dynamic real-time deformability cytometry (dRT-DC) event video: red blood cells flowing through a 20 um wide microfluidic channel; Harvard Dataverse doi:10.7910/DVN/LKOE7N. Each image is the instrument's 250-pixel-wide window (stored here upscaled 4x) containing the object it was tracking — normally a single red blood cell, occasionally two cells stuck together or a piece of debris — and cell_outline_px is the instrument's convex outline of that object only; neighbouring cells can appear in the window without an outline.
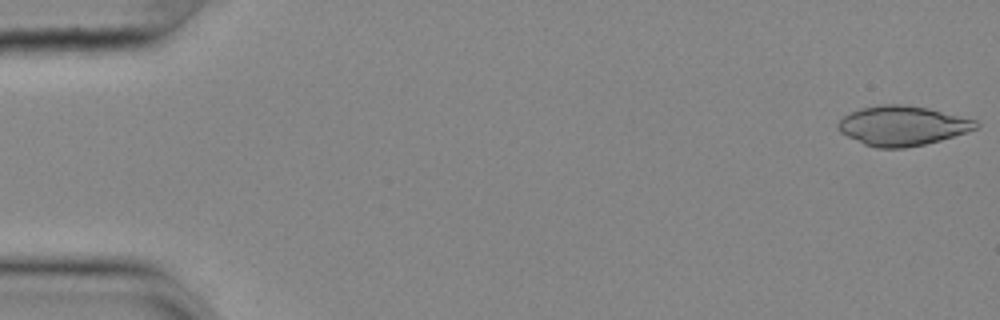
{"species": "common noctule bat (a hibernating species)", "species_latin": "Nyctalus noctula", "temperature_condition": "cold", "stored_images_in_passage": 55, "camera_frame_rate_fps": 3000, "um_per_image_px": 0.085, "animal": {"sex": "female", "body_mass_g": 25.1}, "frame": {"image": 1, "passage_image": 1, "time_ms": 0.0, "image_size_px": [1000, 320], "cell_outline_px": [[980, 124], [976, 128], [940, 140], [924, 144], [904, 148], [876, 148], [864, 144], [840, 132], [836, 128], [836, 124], [844, 116], [860, 108], [884, 104], [900, 104], [928, 108], [976, 120]], "centroid_in_image_um": [76.66, 10.68], "position_along_channel_um": 8.3, "area_um2": 31.5}}
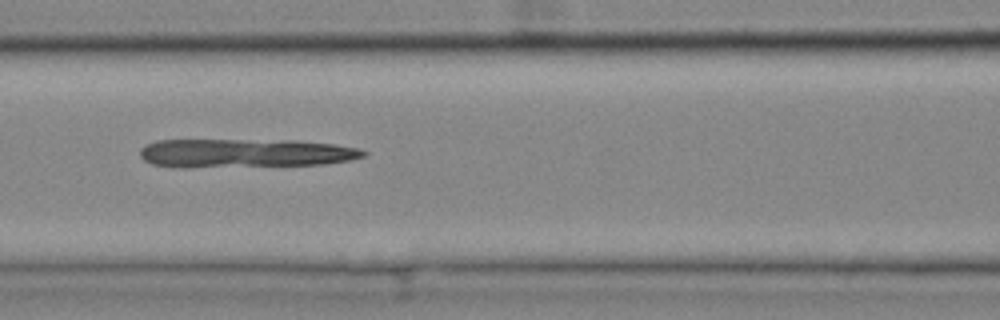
{"frame": {"image": 2, "passage_image": 24, "time_ms": 7.667, "image_size_px": [1000, 320], "cell_outline_px": [[368, 152], [364, 156], [352, 160], [324, 164], [188, 168], [180, 168], [152, 164], [144, 160], [140, 156], [140, 148], [156, 140], [296, 140], [336, 144], [360, 148]], "centroid_in_image_um": [20.84, 13.02], "position_along_channel_um": 145.8, "area_um2": 37.97}}
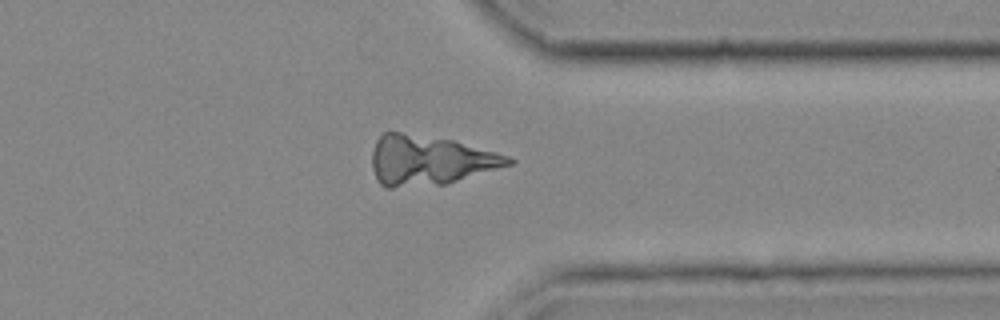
{"frame": {"image": 3, "passage_image": 43, "time_ms": 14.0, "image_size_px": [1000, 320], "cell_outline_px": [[516, 160], [512, 164], [444, 184], [392, 188], [384, 188], [376, 180], [372, 168], [372, 152], [376, 140], [388, 128], [452, 140], [508, 156]], "centroid_in_image_um": [36.42, 13.6], "position_along_channel_um": 375.0, "area_um2": 39.77}}